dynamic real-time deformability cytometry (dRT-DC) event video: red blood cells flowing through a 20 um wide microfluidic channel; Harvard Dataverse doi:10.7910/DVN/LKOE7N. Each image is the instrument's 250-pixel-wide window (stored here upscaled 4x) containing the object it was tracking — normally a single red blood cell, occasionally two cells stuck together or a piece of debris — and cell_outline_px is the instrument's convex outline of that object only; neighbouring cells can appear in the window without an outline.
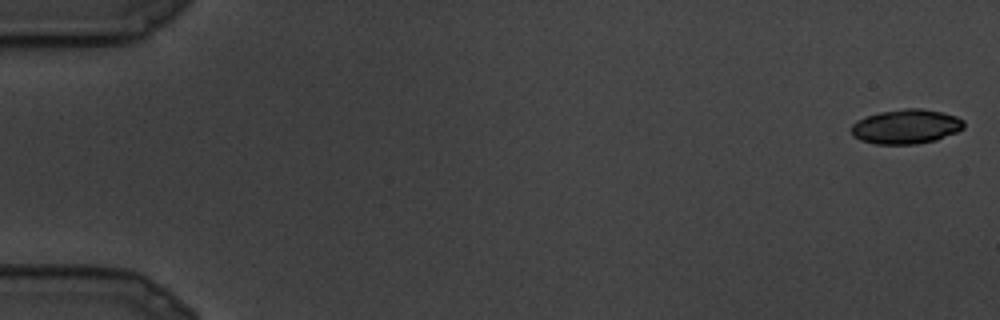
{"species": "common noctule bat (a hibernating species)", "species_latin": "Nyctalus noctula", "temperature_condition": "cold", "stored_images_in_passage": 6, "camera_frame_rate_fps": 3000, "um_per_image_px": 0.085, "animal": {"sex": "male", "body_mass_g": 19.5, "forearm_length_mm": 54.6}, "frame": {"image": 1, "passage_image": 1, "time_ms": 0.0, "image_size_px": [1000, 320], "cell_outline_px": [[964, 128], [956, 132], [936, 140], [916, 144], [876, 144], [860, 140], [852, 136], [852, 124], [856, 120], [880, 112], [904, 108], [920, 108], [940, 112], [956, 116], [964, 120]], "centroid_in_image_um": [77.01, 10.76], "position_along_channel_um": 8.0, "area_um2": 22.6}}